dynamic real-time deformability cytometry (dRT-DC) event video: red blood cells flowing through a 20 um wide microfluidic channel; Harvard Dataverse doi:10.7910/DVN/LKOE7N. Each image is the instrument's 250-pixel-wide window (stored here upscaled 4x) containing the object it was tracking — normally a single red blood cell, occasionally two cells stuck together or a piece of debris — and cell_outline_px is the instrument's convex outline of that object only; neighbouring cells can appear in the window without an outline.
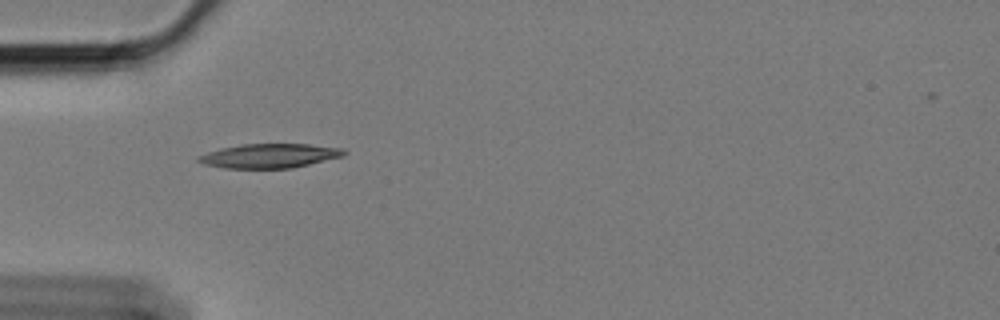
{"species": "Egyptian fruit bat (a non-hibernating species)", "species_latin": "Rousettus aegyptiacus", "temperature_condition": "cold", "stored_images_in_passage": 20, "camera_frame_rate_fps": 3000, "um_per_image_px": 0.085, "animal": {"sex": "female"}, "frame": {"image": 1, "passage_image": 1, "time_ms": 0.0, "image_size_px": [1000, 320], "cell_outline_px": [[348, 152], [344, 156], [292, 168], [224, 168], [204, 164], [196, 160], [196, 156], [220, 148], [240, 144], [308, 144], [344, 148]], "centroid_in_image_um": [22.92, 13.24], "position_along_channel_um": 62.1, "area_um2": 20.69}}
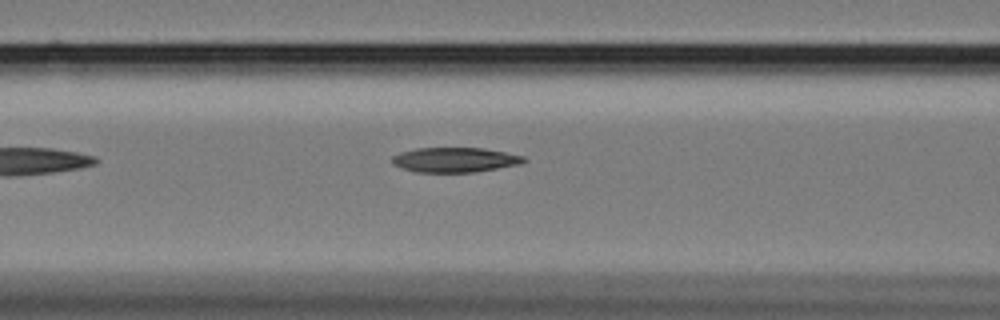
{"frame": {"image": 2, "passage_image": 7, "time_ms": 2.0, "image_size_px": [1000, 320], "cell_outline_px": [[528, 160], [520, 164], [472, 172], [416, 172], [392, 164], [392, 156], [400, 152], [416, 148], [484, 148], [524, 156]], "centroid_in_image_um": [38.65, 13.58], "position_along_channel_um": 127.9, "area_um2": 18.9}}
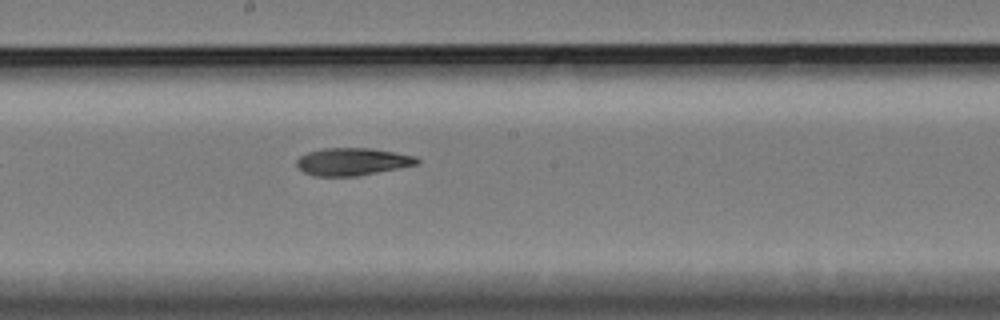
{"frame": {"image": 3, "passage_image": 15, "time_ms": 4.667, "image_size_px": [1000, 320], "cell_outline_px": [[420, 164], [356, 176], [316, 176], [304, 172], [296, 164], [296, 160], [300, 156], [308, 152], [324, 148], [372, 148], [416, 156], [420, 160]], "centroid_in_image_um": [29.98, 13.73], "position_along_channel_um": 218.2, "area_um2": 19.25}}